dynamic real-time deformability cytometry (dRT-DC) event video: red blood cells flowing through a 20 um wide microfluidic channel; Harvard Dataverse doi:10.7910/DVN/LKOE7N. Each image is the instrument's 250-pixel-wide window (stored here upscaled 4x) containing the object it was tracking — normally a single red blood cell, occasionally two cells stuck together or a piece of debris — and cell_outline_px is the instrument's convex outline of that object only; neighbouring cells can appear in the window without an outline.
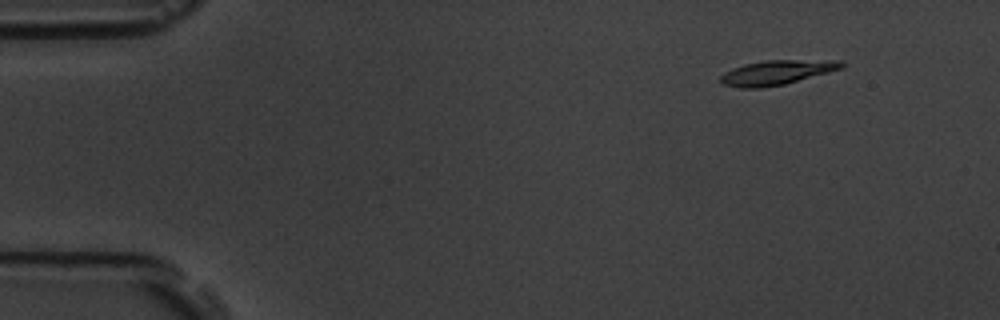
{"species": "common noctule bat (a hibernating species)", "species_latin": "Nyctalus noctula", "temperature_condition": "room temperature", "stored_images_in_passage": 4, "camera_frame_rate_fps": 3000, "um_per_image_px": 0.085, "animal": {"sex": "male", "body_mass_g": 19.5, "forearm_length_mm": 54.6}, "frame": {"image": 1, "passage_image": 2, "time_ms": 1.0, "image_size_px": [1000, 320], "cell_outline_px": [[844, 68], [784, 84], [760, 88], [740, 88], [724, 84], [720, 80], [720, 76], [724, 72], [732, 68], [744, 64], [764, 60], [844, 60]], "centroid_in_image_um": [66.04, 6.15], "position_along_channel_um": 19.0, "area_um2": 17.34}}
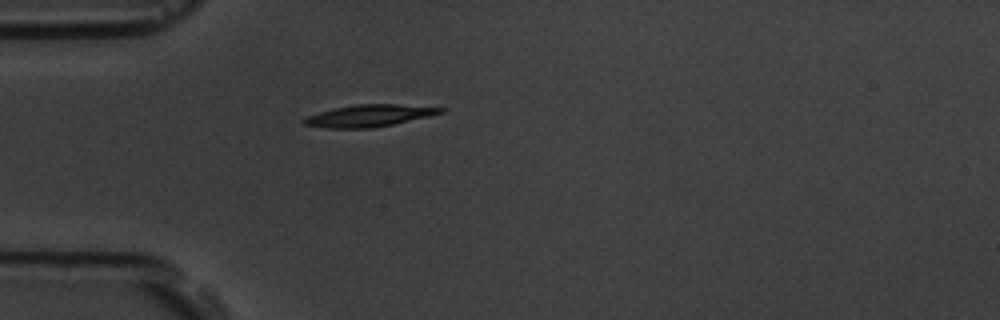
{"frame": {"image": 2, "passage_image": 4, "time_ms": 4.333, "image_size_px": [1000, 320], "cell_outline_px": [[448, 108], [444, 112], [428, 116], [392, 124], [372, 128], [328, 128], [304, 124], [300, 120], [308, 116], [320, 112], [336, 108], [356, 104], [396, 104]], "centroid_in_image_um": [31.39, 9.83], "position_along_channel_um": 53.6, "area_um2": 17.22}}